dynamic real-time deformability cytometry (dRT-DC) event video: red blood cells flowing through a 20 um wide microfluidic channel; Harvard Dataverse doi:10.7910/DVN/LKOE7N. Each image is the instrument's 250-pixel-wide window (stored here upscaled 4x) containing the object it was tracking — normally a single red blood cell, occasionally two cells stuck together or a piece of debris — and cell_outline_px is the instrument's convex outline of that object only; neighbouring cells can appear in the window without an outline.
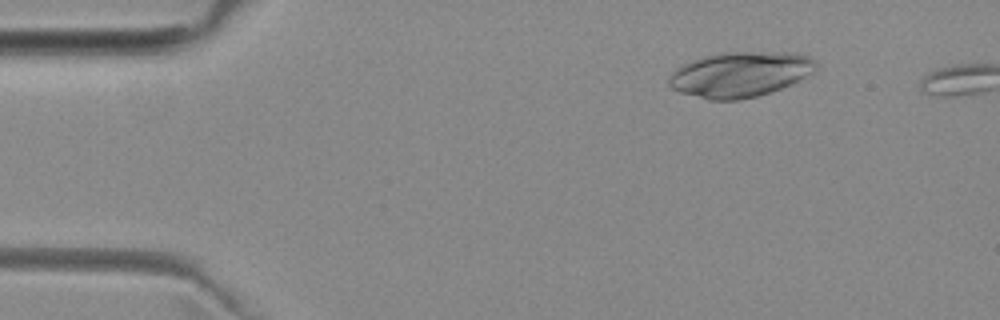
{"species": "common noctule bat (a hibernating species)", "species_latin": "Nyctalus noctula", "temperature_condition": "room temperature", "stored_images_in_passage": 3, "camera_frame_rate_fps": 3000, "um_per_image_px": 0.085, "animal": {"sex": "female", "body_mass_g": 29.2, "forearm_length_mm": 56.3}, "frame": {"image": 1, "passage_image": 2, "time_ms": 1.333, "image_size_px": [1000, 320], "cell_outline_px": [[820, 68], [816, 72], [780, 88], [756, 96], [736, 100], [708, 100], [680, 92], [672, 88], [668, 84], [668, 80], [672, 72], [680, 64], [704, 56], [720, 52], [784, 52], [808, 56], [816, 60]], "centroid_in_image_um": [62.91, 6.31], "position_along_channel_um": 22.1, "area_um2": 38.9}}